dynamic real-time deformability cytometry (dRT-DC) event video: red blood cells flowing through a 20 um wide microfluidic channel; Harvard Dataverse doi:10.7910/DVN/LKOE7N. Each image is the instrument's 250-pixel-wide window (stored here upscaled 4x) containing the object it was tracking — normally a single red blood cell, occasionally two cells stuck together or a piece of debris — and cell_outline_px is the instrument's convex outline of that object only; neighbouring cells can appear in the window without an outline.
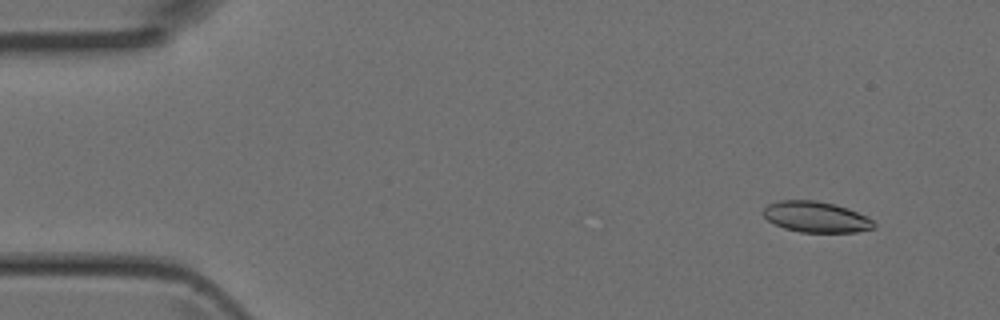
{"species": "Egyptian fruit bat (a non-hibernating species)", "species_latin": "Rousettus aegyptiacus", "temperature_condition": "room temperature", "stored_images_in_passage": 5, "camera_frame_rate_fps": 3000, "um_per_image_px": 0.085, "animal": {"sex": "female"}, "frame": {"image": 1, "passage_image": 1, "time_ms": 0.0, "image_size_px": [1000, 320], "cell_outline_px": [[876, 224], [872, 228], [856, 232], [800, 232], [784, 228], [768, 220], [760, 212], [768, 204], [780, 200], [816, 200], [836, 204], [848, 208], [868, 216]], "centroid_in_image_um": [69.36, 18.43], "position_along_channel_um": 15.6, "area_um2": 20.0}}
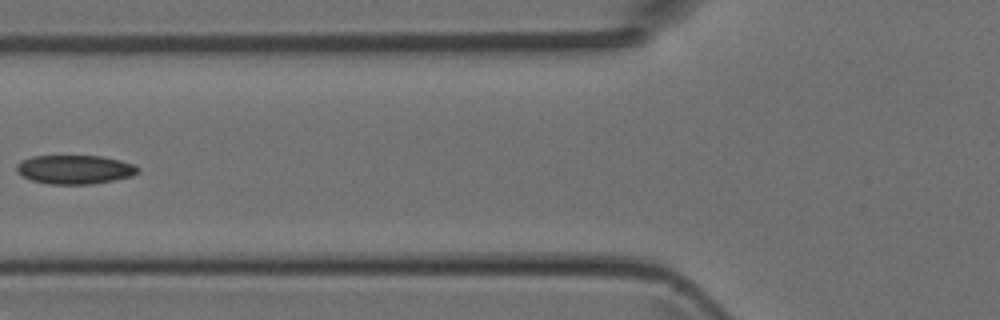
{"frame": {"image": 2, "passage_image": 5, "time_ms": 1.333, "image_size_px": [1000, 320], "cell_outline_px": [[140, 172], [132, 176], [92, 184], [48, 184], [32, 180], [20, 176], [16, 172], [16, 164], [20, 160], [32, 156], [100, 156], [120, 160], [136, 164], [140, 168]], "centroid_in_image_um": [6.34, 14.4], "position_along_channel_um": 119.5, "area_um2": 20.69}}